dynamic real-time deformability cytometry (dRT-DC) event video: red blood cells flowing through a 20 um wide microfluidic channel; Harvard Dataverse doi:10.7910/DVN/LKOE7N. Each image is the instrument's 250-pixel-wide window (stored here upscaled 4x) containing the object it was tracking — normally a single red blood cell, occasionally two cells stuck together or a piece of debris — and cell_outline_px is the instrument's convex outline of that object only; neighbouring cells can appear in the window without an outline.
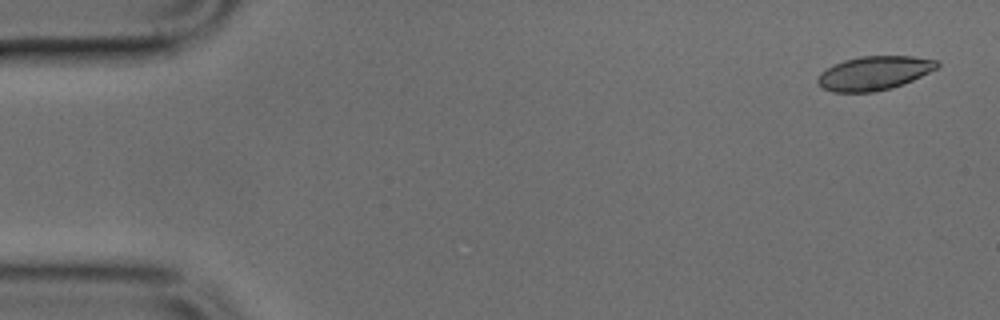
{"species": "common noctule bat (a hibernating species)", "species_latin": "Nyctalus noctula", "temperature_condition": "cold", "stored_images_in_passage": 10, "camera_frame_rate_fps": 3000, "um_per_image_px": 0.085, "animal": {"sex": "male", "body_mass_g": 17.9, "forearm_length_mm": 54.2}, "frame": {"image": 1, "passage_image": 1, "time_ms": 0.0, "image_size_px": [1000, 320], "cell_outline_px": [[940, 64], [936, 68], [904, 84], [892, 88], [876, 92], [832, 92], [824, 88], [816, 80], [820, 72], [844, 60], [860, 56], [912, 56], [936, 60]], "centroid_in_image_um": [74.29, 6.22], "position_along_channel_um": 10.7, "area_um2": 23.41}}